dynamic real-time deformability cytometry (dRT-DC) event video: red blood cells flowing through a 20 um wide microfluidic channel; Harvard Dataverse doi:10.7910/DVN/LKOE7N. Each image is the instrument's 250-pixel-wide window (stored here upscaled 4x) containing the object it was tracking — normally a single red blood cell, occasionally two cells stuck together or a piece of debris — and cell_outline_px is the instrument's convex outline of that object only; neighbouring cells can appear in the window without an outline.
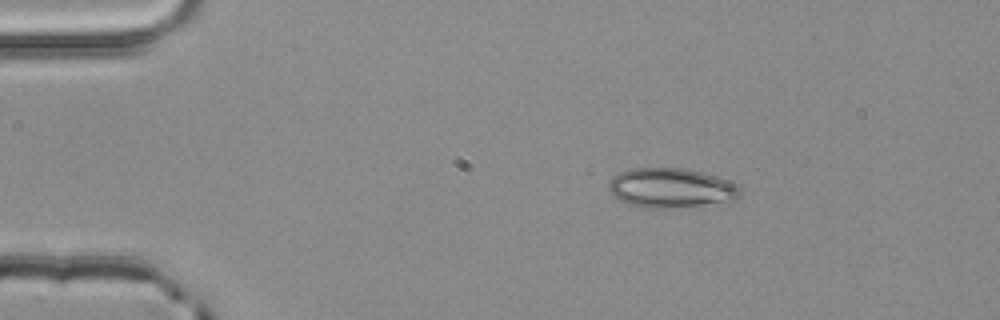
{"species": "common noctule bat (a hibernating species)", "species_latin": "Nyctalus noctula", "temperature_condition": "room temperature", "stored_images_in_passage": 3, "camera_frame_rate_fps": 3000, "um_per_image_px": 0.085, "animal": {"sex": "male", "body_mass_g": 20.4}, "frame": {"image": 1, "passage_image": 2, "time_ms": 0.333, "image_size_px": [1000, 320], "cell_outline_px": [[740, 196], [736, 200], [672, 208], [644, 208], [620, 200], [612, 196], [608, 188], [608, 184], [612, 176], [628, 168], [684, 168], [716, 176], [736, 184], [740, 188]], "centroid_in_image_um": [57.0, 15.97], "position_along_channel_um": 28.0, "area_um2": 30.29}}